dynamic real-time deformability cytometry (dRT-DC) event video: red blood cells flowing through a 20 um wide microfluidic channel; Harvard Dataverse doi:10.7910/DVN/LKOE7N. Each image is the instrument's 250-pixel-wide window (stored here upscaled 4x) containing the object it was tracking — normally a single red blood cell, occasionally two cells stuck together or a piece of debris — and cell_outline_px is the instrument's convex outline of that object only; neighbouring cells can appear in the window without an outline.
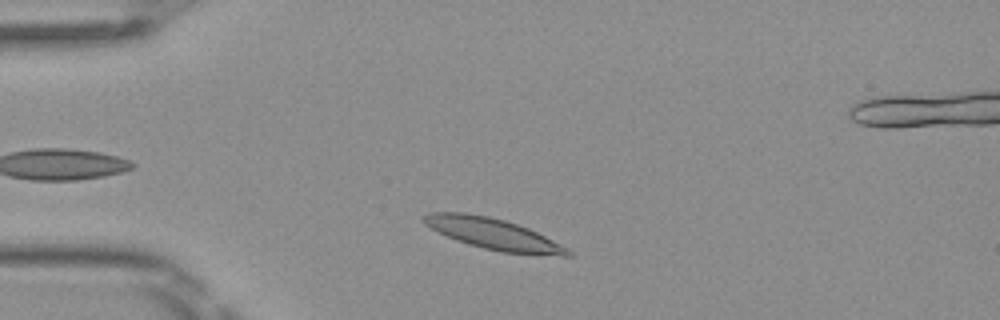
{"species": "Egyptian fruit bat (a non-hibernating species)", "species_latin": "Rousettus aegyptiacus", "temperature_condition": "room temperature", "stored_images_in_passage": 5, "camera_frame_rate_fps": 3000, "um_per_image_px": 0.085, "frame": {"image": 1, "passage_image": 2, "time_ms": 0.333, "image_size_px": [1000, 320], "cell_outline_px": [[572, 256], [564, 256], [500, 252], [468, 244], [456, 240], [424, 224], [420, 220], [420, 216], [428, 212], [464, 212], [488, 216], [504, 220], [528, 228], [568, 248], [572, 252]], "centroid_in_image_um": [41.89, 19.87], "position_along_channel_um": 43.1, "area_um2": 25.95}}
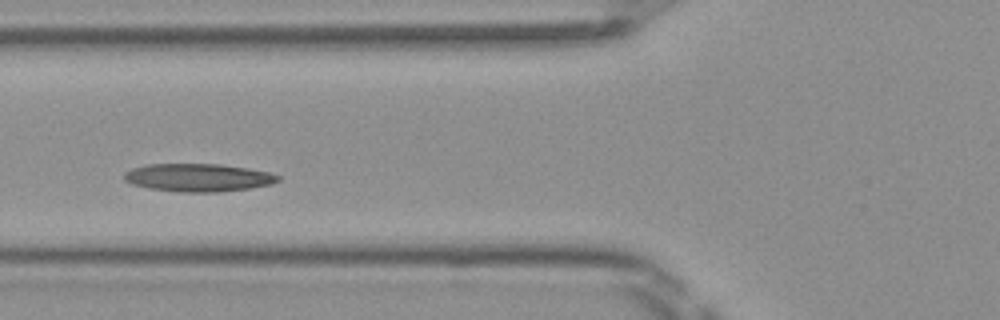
{"frame": {"image": 2, "passage_image": 4, "time_ms": 1.0, "image_size_px": [1000, 320], "cell_outline_px": [[280, 180], [272, 184], [248, 188], [220, 192], [180, 192], [148, 188], [132, 184], [124, 180], [124, 172], [132, 168], [148, 164], [220, 164], [248, 168], [268, 172], [280, 176]], "centroid_in_image_um": [16.83, 15.09], "position_along_channel_um": 109.0, "area_um2": 25.09}}
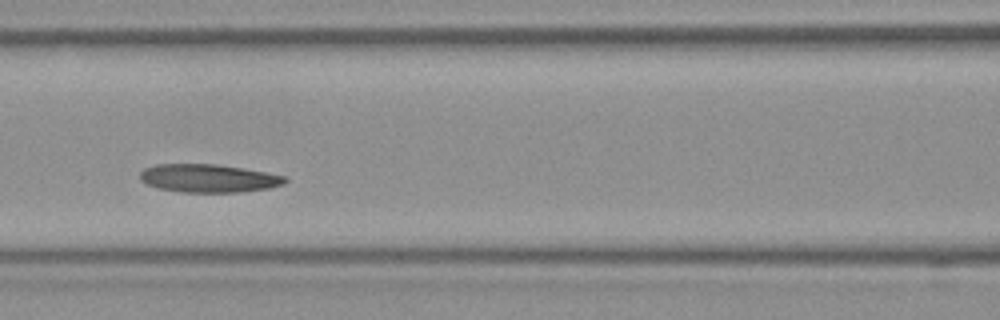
{"frame": {"image": 3, "passage_image": 5, "time_ms": 1.333, "image_size_px": [1000, 320], "cell_outline_px": [[288, 180], [284, 184], [268, 188], [240, 192], [180, 192], [160, 188], [148, 184], [140, 180], [140, 172], [144, 168], [156, 164], [216, 164], [244, 168], [288, 176]], "centroid_in_image_um": [17.75, 15.14], "position_along_channel_um": 148.8, "area_um2": 23.87}}